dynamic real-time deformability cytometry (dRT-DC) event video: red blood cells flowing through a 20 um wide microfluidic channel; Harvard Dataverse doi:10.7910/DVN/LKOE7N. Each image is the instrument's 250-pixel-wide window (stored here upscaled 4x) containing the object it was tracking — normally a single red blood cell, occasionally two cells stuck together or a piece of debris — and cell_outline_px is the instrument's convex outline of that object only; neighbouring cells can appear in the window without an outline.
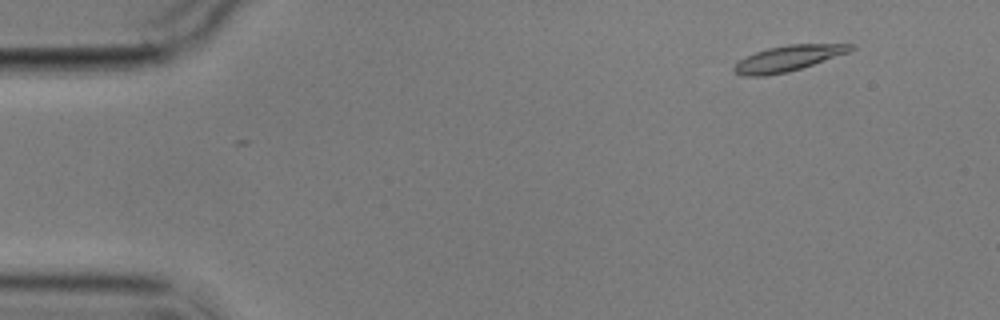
{"species": "common noctule bat (a hibernating species)", "species_latin": "Nyctalus noctula", "temperature_condition": "cold", "stored_images_in_passage": 3, "camera_frame_rate_fps": 3000, "um_per_image_px": 0.085, "animal": {"sex": "male", "body_mass_g": 17.9}, "frame": {"image": 1, "passage_image": 1, "time_ms": 0.0, "image_size_px": [1000, 320], "cell_outline_px": [[856, 48], [848, 52], [788, 72], [764, 76], [740, 76], [732, 68], [740, 60], [756, 52], [768, 48], [788, 44], [856, 44]], "centroid_in_image_um": [66.98, 4.96], "position_along_channel_um": 18.0, "area_um2": 17.17}}